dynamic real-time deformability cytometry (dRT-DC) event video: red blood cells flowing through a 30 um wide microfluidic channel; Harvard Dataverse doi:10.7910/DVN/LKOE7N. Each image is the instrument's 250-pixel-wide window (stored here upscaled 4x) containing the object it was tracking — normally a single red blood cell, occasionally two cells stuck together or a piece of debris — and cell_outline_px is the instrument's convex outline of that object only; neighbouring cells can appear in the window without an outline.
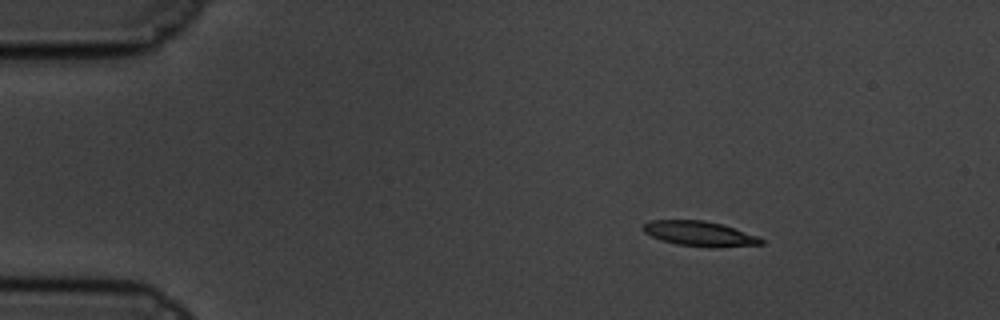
{"species": "common noctule bat (a hibernating species)", "species_latin": "Nyctalus noctula", "temperature_condition": "cold", "stored_images_in_passage": 52, "camera_frame_rate_fps": 3000, "um_per_image_px": 0.085, "animal": {"sex": "male", "body_mass_g": 19.5, "forearm_length_mm": 54.6}, "frame": {"image": 1, "passage_image": 1, "time_ms": 0.0, "image_size_px": [1000, 320], "cell_outline_px": [[764, 244], [676, 244], [660, 240], [644, 232], [640, 228], [644, 224], [652, 220], [704, 220], [720, 224], [756, 236], [764, 240]], "centroid_in_image_um": [59.3, 19.79], "position_along_channel_um": 25.7, "area_um2": 15.78}}
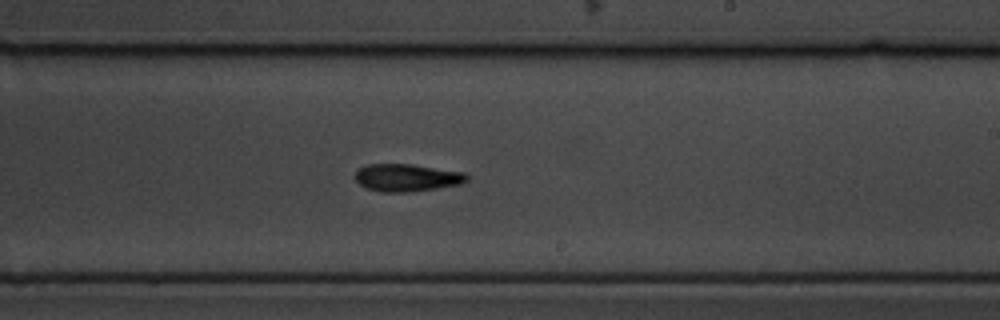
{"frame": {"image": 2, "passage_image": 28, "time_ms": 9.0, "image_size_px": [1000, 320], "cell_outline_px": [[468, 180], [464, 184], [408, 192], [380, 192], [364, 188], [356, 180], [356, 172], [360, 168], [368, 164], [412, 164], [464, 172], [468, 176]], "centroid_in_image_um": [34.6, 15.1], "position_along_channel_um": 254.4, "area_um2": 17.98}}
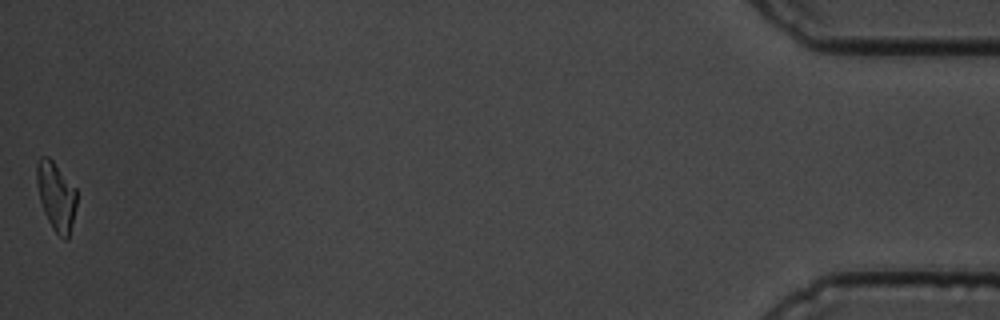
{"frame": {"image": 3, "passage_image": 52, "time_ms": 17.0, "image_size_px": [1000, 320], "cell_outline_px": [[76, 208], [68, 240], [64, 240], [52, 228], [44, 212], [40, 200], [36, 180], [36, 164], [40, 156], [48, 156], [52, 160], [76, 188]], "centroid_in_image_um": [4.77, 16.67], "position_along_channel_um": 430.4, "area_um2": 15.95}, "authors_computed_cell_mechanics": {"area_um2": 17.6001, "velocity_mm_per_s": 3.3408, "shape_relaxation_time_tau1_ms": 3.5051, "shape_relaxation_time_tau2_ms": 8.1089, "deformation_change_tau1": 0.1723, "deformation_change_tau2": 0.1703}}